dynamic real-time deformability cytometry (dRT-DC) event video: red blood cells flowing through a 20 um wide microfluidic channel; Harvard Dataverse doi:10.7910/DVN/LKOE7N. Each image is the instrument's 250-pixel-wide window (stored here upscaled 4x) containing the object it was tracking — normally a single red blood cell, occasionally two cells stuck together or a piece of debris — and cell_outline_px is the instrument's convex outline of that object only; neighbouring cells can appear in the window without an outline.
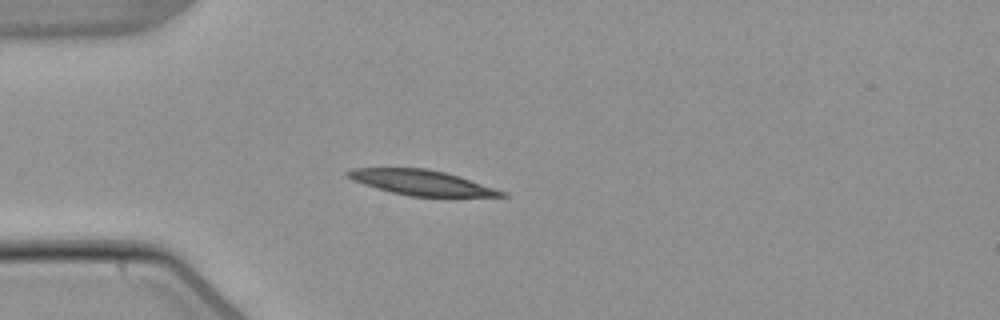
{"species": "common noctule bat (a hibernating species)", "species_latin": "Nyctalus noctula", "temperature_condition": "warm", "stored_images_in_passage": 4, "camera_frame_rate_fps": 3000, "um_per_image_px": 0.085, "animal": {"sex": "male", "body_mass_g": 21.5, "forearm_length_mm": 52.0}, "frame": {"image": 1, "passage_image": 4, "time_ms": 3.667, "image_size_px": [1000, 320], "cell_outline_px": [[508, 196], [408, 196], [376, 188], [352, 180], [344, 172], [356, 168], [424, 168], [444, 172], [508, 192]], "centroid_in_image_um": [35.81, 15.52], "position_along_channel_um": 49.2, "area_um2": 22.08}}